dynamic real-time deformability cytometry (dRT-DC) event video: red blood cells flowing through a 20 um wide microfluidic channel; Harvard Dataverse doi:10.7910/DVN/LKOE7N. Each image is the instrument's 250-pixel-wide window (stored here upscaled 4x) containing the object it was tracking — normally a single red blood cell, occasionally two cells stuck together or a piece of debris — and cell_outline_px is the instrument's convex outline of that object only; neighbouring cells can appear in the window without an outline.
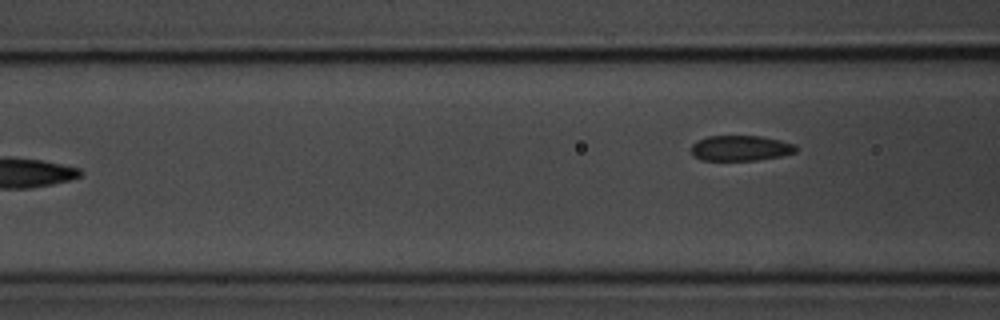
{"species": "common noctule bat (a hibernating species)", "species_latin": "Nyctalus noctula", "temperature_condition": "room temperature", "stored_images_in_passage": 8, "camera_frame_rate_fps": 3000, "um_per_image_px": 0.085, "animal": {"sex": "male", "body_mass_g": 20.1, "forearm_length_mm": 53.5}, "frame": {"image": 1, "passage_image": 8, "time_ms": 8.0, "image_size_px": [1000, 320], "cell_outline_px": [[796, 152], [780, 156], [756, 160], [700, 160], [692, 156], [692, 144], [696, 140], [708, 136], [760, 136], [780, 140], [796, 144]], "centroid_in_image_um": [62.92, 12.59], "position_along_channel_um": 103.7, "area_um2": 15.55}}